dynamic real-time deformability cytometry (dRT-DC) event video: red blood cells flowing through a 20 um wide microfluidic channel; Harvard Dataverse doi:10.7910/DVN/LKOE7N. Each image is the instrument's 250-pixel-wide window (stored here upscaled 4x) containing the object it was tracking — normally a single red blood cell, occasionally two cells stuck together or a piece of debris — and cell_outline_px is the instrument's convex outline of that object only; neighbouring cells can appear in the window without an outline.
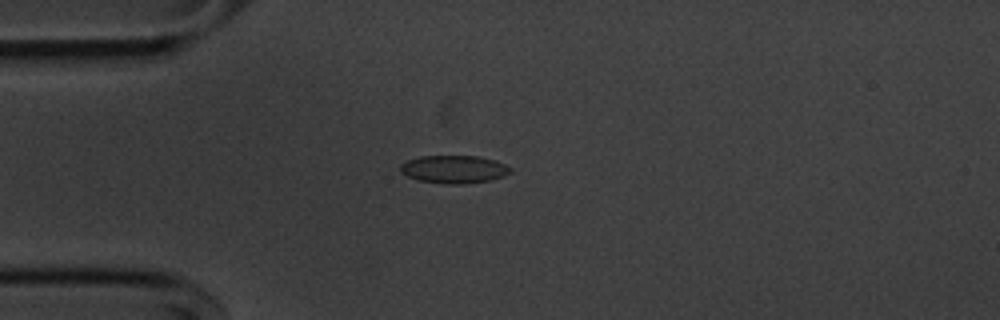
{"species": "common noctule bat (a hibernating species)", "species_latin": "Nyctalus noctula", "temperature_condition": "cold", "stored_images_in_passage": 55, "camera_frame_rate_fps": 3000, "um_per_image_px": 0.085, "animal": {"sex": "male", "body_mass_g": 20.1, "forearm_length_mm": 53.5}, "frame": {"image": 1, "passage_image": 14, "time_ms": 4.333, "image_size_px": [1000, 320], "cell_outline_px": [[512, 172], [504, 176], [488, 180], [460, 184], [448, 184], [416, 180], [400, 172], [400, 164], [408, 160], [420, 156], [476, 156], [492, 160], [504, 164], [512, 168]], "centroid_in_image_um": [38.56, 14.39], "position_along_channel_um": 46.4, "area_um2": 17.74}}
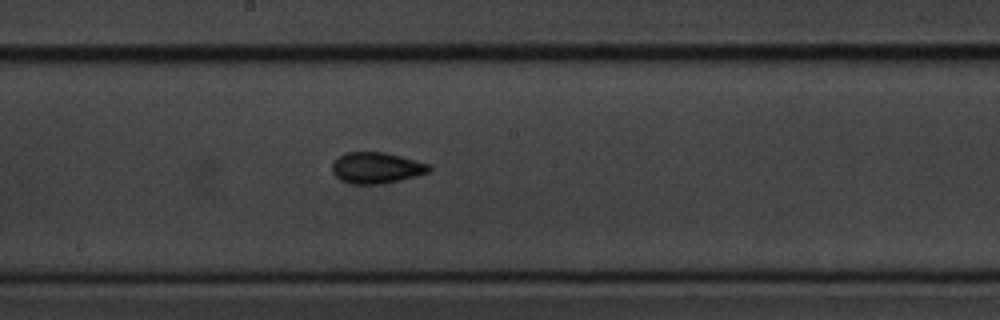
{"frame": {"image": 2, "passage_image": 29, "time_ms": 9.333, "image_size_px": [1000, 320], "cell_outline_px": [[432, 168], [428, 172], [380, 184], [352, 184], [340, 180], [332, 172], [332, 164], [344, 152], [384, 152], [432, 164]], "centroid_in_image_um": [31.98, 14.25], "position_along_channel_um": 216.2, "area_um2": 17.4}}
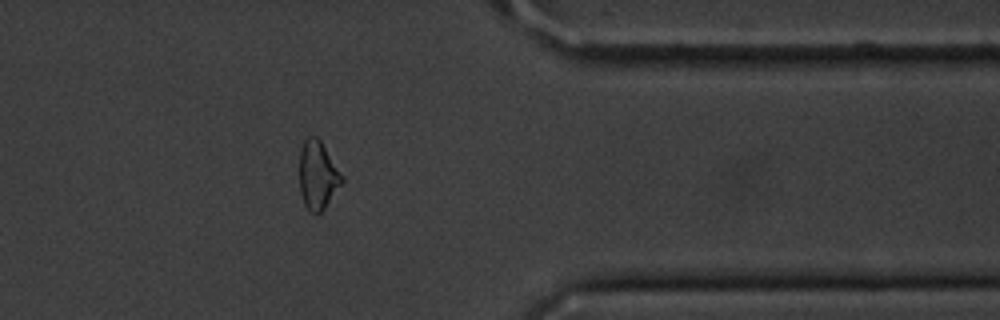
{"frame": {"image": 3, "passage_image": 44, "time_ms": 14.333, "image_size_px": [1000, 320], "cell_outline_px": [[344, 180], [324, 208], [316, 216], [304, 204], [300, 192], [300, 148], [304, 140], [308, 136], [316, 136], [320, 140], [344, 176]], "centroid_in_image_um": [27.01, 14.88], "position_along_channel_um": 384.4, "area_um2": 16.82}, "authors_computed_cell_mechanics": {"area_um2": 17.2822, "velocity_mm_per_s": 3.6529, "shape_relaxation_time_tau1_ms": 8.9331, "shape_relaxation_time_tau2_ms": 2.8262, "deformation_change_tau1": 0.1484, "deformation_change_tau2": 0.0775}}